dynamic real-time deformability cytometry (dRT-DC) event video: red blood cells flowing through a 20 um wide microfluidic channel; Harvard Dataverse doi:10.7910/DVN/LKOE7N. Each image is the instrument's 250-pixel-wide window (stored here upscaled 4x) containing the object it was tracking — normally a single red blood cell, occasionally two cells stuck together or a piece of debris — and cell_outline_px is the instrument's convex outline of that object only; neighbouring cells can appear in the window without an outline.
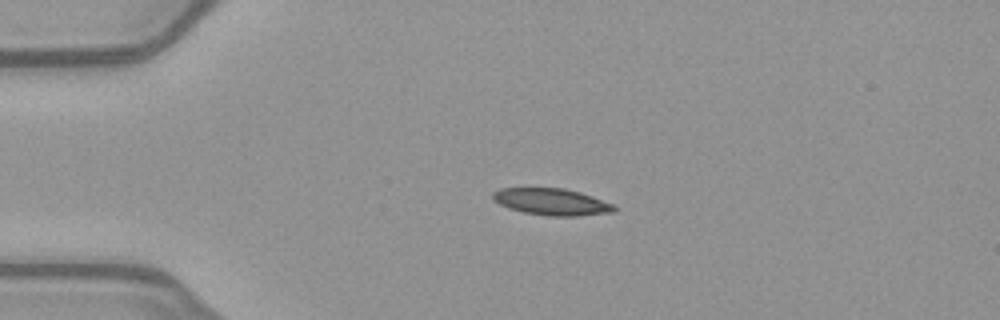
{"species": "common noctule bat (a hibernating species)", "species_latin": "Nyctalus noctula", "temperature_condition": "warm", "stored_images_in_passage": 40, "camera_frame_rate_fps": 3000, "um_per_image_px": 0.085, "animal": {"sex": "female", "body_mass_g": 21.9}, "frame": {"image": 1, "passage_image": 1, "time_ms": 0.0, "image_size_px": [1000, 320], "cell_outline_px": [[616, 212], [576, 216], [548, 216], [524, 212], [508, 208], [492, 200], [492, 192], [500, 188], [564, 188], [580, 192], [616, 204]], "centroid_in_image_um": [46.92, 17.15], "position_along_channel_um": 38.1, "area_um2": 19.13}}
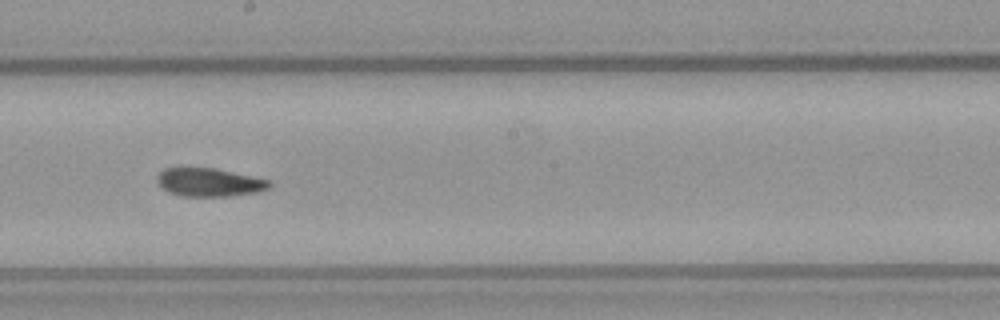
{"frame": {"image": 2, "passage_image": 18, "time_ms": 5.667, "image_size_px": [1000, 320], "cell_outline_px": [[272, 184], [268, 188], [256, 192], [232, 196], [180, 196], [168, 192], [160, 188], [156, 180], [156, 176], [164, 168], [216, 168], [272, 180]], "centroid_in_image_um": [17.77, 15.5], "position_along_channel_um": 230.4, "area_um2": 18.79}}
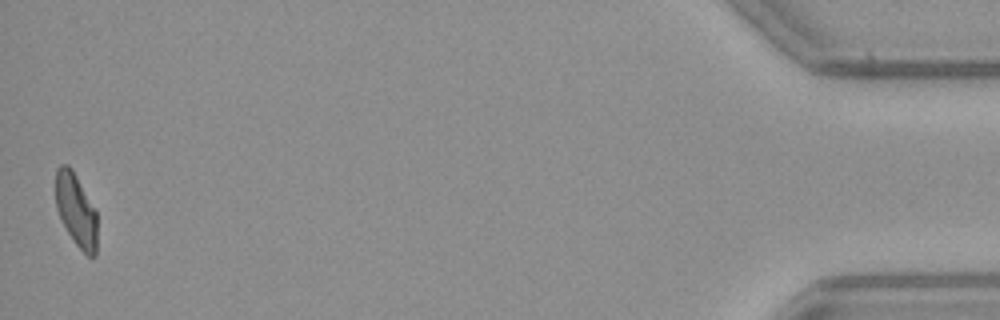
{"frame": {"image": 3, "passage_image": 40, "time_ms": 13.0, "image_size_px": [1000, 320], "cell_outline_px": [[96, 256], [88, 256], [76, 244], [68, 232], [56, 208], [56, 168], [60, 164], [68, 164], [72, 168], [96, 212]], "centroid_in_image_um": [6.45, 17.82], "position_along_channel_um": 428.7, "area_um2": 17.28}, "authors_computed_cell_mechanics": {"area_um2": 18.9584, "velocity_mm_per_s": 4.0108, "shape_relaxation_time_tau1_ms": 7.283, "shape_relaxation_time_tau2_ms": 2.8058, "deformation_change_tau1": 0.193, "deformation_change_tau2": 0.0942}}